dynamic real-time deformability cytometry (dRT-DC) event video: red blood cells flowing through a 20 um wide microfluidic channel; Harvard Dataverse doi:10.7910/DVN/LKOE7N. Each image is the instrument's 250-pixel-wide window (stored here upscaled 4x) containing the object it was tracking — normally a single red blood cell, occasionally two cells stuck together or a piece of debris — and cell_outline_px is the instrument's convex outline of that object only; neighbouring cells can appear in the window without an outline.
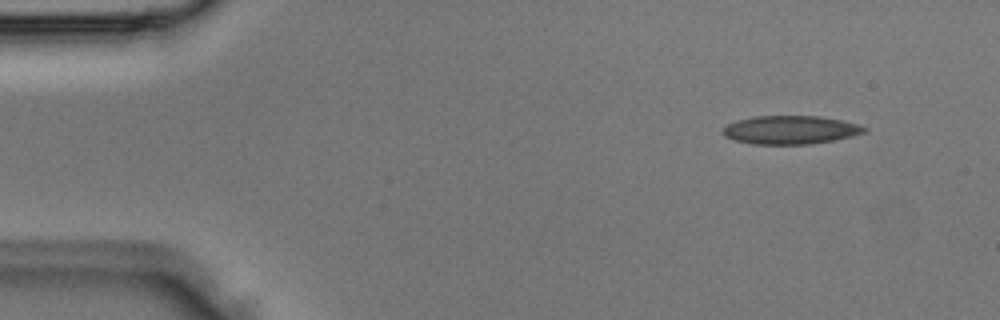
{"species": "Egyptian fruit bat (a non-hibernating species)", "species_latin": "Rousettus aegyptiacus", "temperature_condition": "room temperature", "stored_images_in_passage": 3, "segment_of_instrument_passage": [2, 2], "camera_frame_rate_fps": 3000, "um_per_image_px": 0.085, "animal": {"sex": "male"}, "frame": {"image": 1, "passage_image": 3, "time_ms": 0.667, "image_size_px": [1000, 320], "cell_outline_px": [[868, 128], [864, 132], [852, 136], [832, 140], [808, 144], [752, 144], [732, 140], [724, 136], [720, 132], [728, 124], [736, 120], [752, 116], [820, 116], [840, 120], [856, 124]], "centroid_in_image_um": [67.11, 11.04], "position_along_channel_um": 17.9, "area_um2": 23.41}}